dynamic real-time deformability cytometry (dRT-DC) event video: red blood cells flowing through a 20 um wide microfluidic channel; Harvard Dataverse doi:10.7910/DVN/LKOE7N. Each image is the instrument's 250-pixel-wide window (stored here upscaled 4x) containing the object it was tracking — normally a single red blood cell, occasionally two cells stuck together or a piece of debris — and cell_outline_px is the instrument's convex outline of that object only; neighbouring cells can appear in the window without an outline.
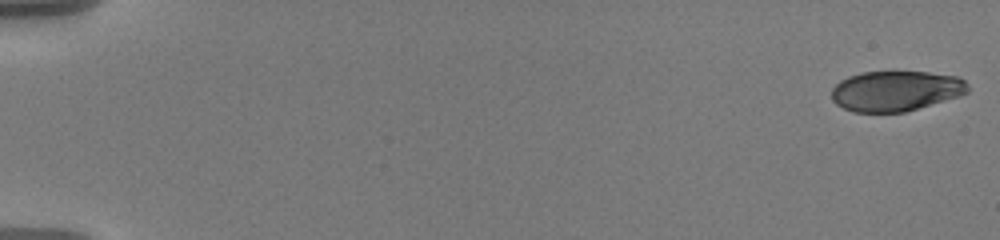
{"species": "human", "species_latin": "Homo sapiens", "temperature_condition": "warm", "stored_images_in_passage": 52, "camera_frame_rate_fps": 3000, "um_per_image_px": 0.085, "donor": {"sex": "male"}, "frame": {"image": 1, "passage_image": 1, "time_ms": 0.0, "image_size_px": [1000, 240], "cell_outline_px": [[968, 92], [956, 96], [904, 112], [852, 112], [836, 104], [832, 100], [832, 88], [840, 80], [848, 76], [864, 72], [928, 72], [956, 76], [964, 80], [968, 84]], "centroid_in_image_um": [76.09, 7.72], "position_along_channel_um": 8.9, "area_um2": 31.67}}
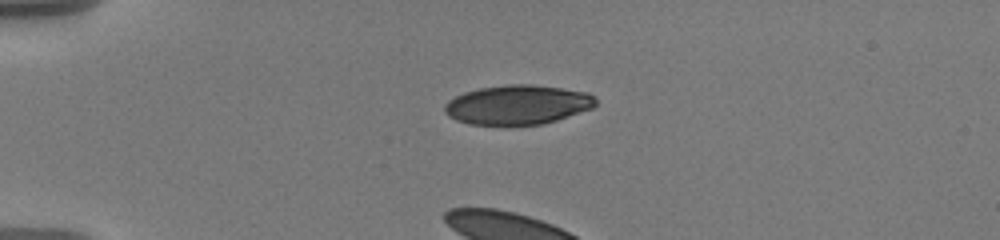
{"frame": {"image": 2, "passage_image": 15, "time_ms": 4.667, "image_size_px": [1000, 240], "cell_outline_px": [[596, 104], [592, 108], [556, 120], [540, 124], [512, 128], [468, 124], [456, 120], [448, 116], [444, 112], [444, 104], [448, 100], [464, 92], [480, 88], [508, 84], [532, 84], [588, 92], [596, 100]], "centroid_in_image_um": [43.94, 8.94], "position_along_channel_um": 41.1, "area_um2": 35.49}}